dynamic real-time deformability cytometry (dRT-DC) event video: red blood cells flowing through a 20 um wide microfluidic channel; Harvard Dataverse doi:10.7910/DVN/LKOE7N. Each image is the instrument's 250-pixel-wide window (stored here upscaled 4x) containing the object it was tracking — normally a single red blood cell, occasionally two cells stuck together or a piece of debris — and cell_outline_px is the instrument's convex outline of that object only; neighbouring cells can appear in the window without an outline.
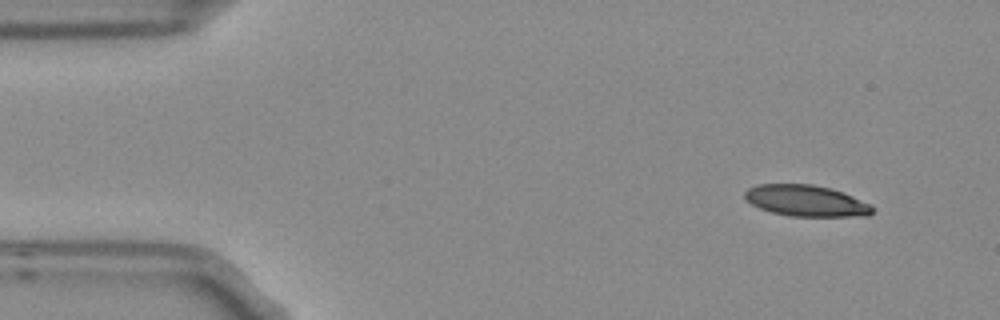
{"species": "Egyptian fruit bat (a non-hibernating species)", "species_latin": "Rousettus aegyptiacus", "temperature_condition": "room temperature", "stored_images_in_passage": 5, "camera_frame_rate_fps": 3000, "um_per_image_px": 0.085, "frame": {"image": 1, "passage_image": 1, "time_ms": 0.0, "image_size_px": [1000, 320], "cell_outline_px": [[872, 212], [868, 216], [788, 216], [772, 212], [760, 208], [752, 204], [744, 196], [744, 192], [748, 188], [756, 184], [812, 184], [832, 188], [844, 192], [872, 204]], "centroid_in_image_um": [68.54, 17.05], "position_along_channel_um": 16.5, "area_um2": 23.35}}
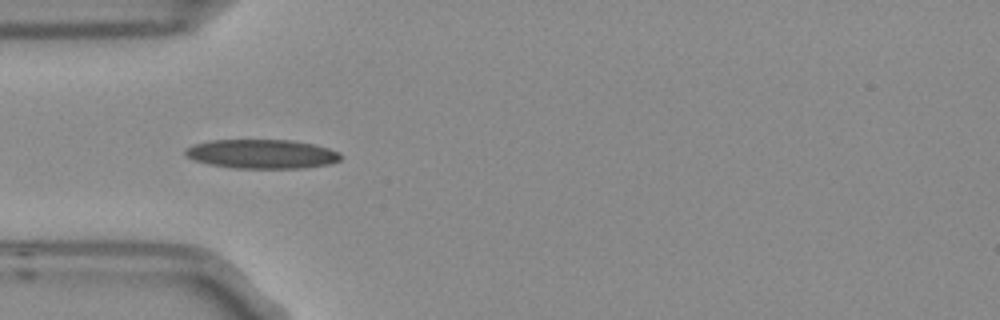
{"frame": {"image": 2, "passage_image": 4, "time_ms": 1.0, "image_size_px": [1000, 320], "cell_outline_px": [[344, 156], [340, 160], [332, 164], [304, 168], [232, 168], [208, 164], [192, 160], [184, 156], [184, 148], [196, 144], [212, 140], [288, 140], [312, 144], [328, 148], [340, 152]], "centroid_in_image_um": [22.25, 13.1], "position_along_channel_um": 62.7, "area_um2": 26.65}}